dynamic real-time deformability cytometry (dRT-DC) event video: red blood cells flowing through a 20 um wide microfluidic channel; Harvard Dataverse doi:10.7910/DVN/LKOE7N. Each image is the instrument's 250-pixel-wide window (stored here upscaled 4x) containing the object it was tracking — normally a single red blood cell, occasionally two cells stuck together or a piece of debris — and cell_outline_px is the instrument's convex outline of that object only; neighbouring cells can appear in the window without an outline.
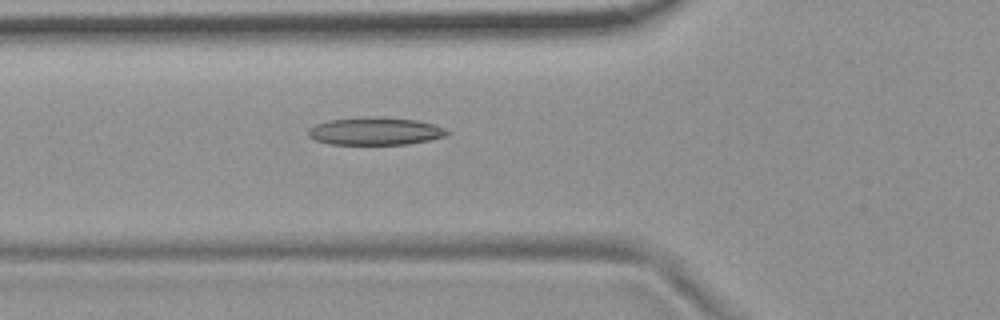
{"species": "common noctule bat (a hibernating species)", "species_latin": "Nyctalus noctula", "temperature_condition": "room temperature", "stored_images_in_passage": 6, "camera_frame_rate_fps": 3000, "um_per_image_px": 0.085, "animal": {"sex": "female", "body_mass_g": 19.9}, "frame": {"image": 1, "passage_image": 6, "time_ms": 6.0, "image_size_px": [1000, 320], "cell_outline_px": [[452, 132], [444, 136], [432, 140], [408, 144], [328, 144], [316, 140], [308, 136], [308, 128], [316, 124], [328, 120], [376, 116], [416, 120], [432, 124], [444, 128]], "centroid_in_image_um": [31.9, 11.15], "position_along_channel_um": 93.9, "area_um2": 22.43}}